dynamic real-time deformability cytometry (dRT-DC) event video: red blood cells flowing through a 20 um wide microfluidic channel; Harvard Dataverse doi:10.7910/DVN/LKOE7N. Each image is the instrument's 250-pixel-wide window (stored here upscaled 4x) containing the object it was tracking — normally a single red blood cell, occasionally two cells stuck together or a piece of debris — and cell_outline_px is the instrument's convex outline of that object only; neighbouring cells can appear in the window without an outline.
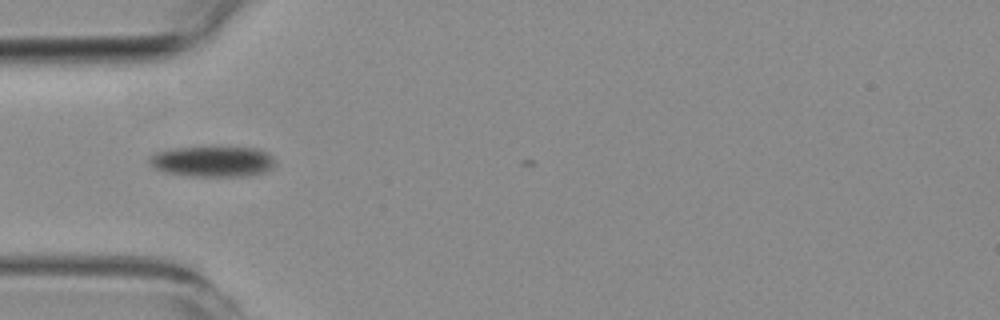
{"species": "common noctule bat (a hibernating species)", "species_latin": "Nyctalus noctula", "temperature_condition": "room temperature", "stored_images_in_passage": 2, "camera_frame_rate_fps": 3000, "um_per_image_px": 0.085, "animal": {"sex": "female", "body_mass_g": 19.3, "forearm_length_mm": 54.1}, "frame": {"image": 1, "passage_image": 1, "time_ms": 0.0, "image_size_px": [1000, 320], "cell_outline_px": [[276, 164], [268, 172], [244, 176], [188, 176], [164, 172], [152, 168], [148, 164], [148, 156], [156, 152], [176, 148], [256, 148], [268, 152], [272, 156]], "centroid_in_image_um": [18.06, 13.74], "position_along_channel_um": 66.9, "area_um2": 22.6}}